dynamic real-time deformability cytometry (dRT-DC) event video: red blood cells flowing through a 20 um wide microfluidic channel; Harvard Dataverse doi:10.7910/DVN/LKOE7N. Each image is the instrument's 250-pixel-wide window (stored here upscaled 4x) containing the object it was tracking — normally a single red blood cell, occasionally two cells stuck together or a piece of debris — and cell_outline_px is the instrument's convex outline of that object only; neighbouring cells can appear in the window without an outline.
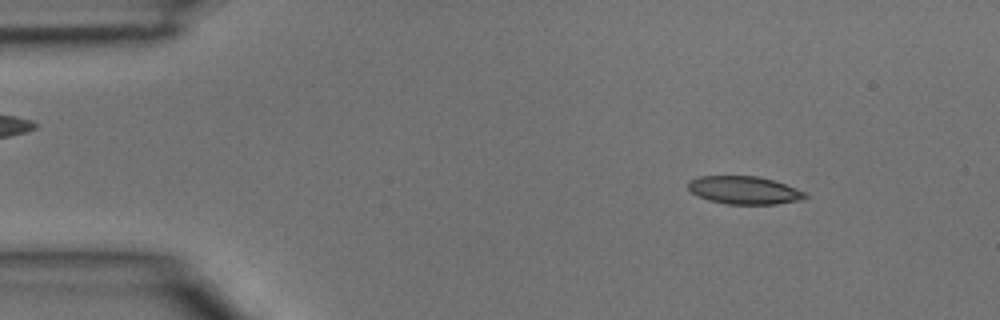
{"species": "common noctule bat (a hibernating species)", "species_latin": "Nyctalus noctula", "temperature_condition": "room temperature", "stored_images_in_passage": 3, "camera_frame_rate_fps": 3000, "um_per_image_px": 0.085, "animal": {"sex": "male", "body_mass_g": 15.6}, "frame": {"image": 1, "passage_image": 1, "time_ms": 0.0, "image_size_px": [1000, 320], "cell_outline_px": [[808, 196], [800, 200], [776, 204], [728, 204], [708, 200], [696, 196], [688, 188], [688, 180], [700, 176], [756, 176], [772, 180], [796, 188], [804, 192]], "centroid_in_image_um": [63.21, 16.17], "position_along_channel_um": 21.8, "area_um2": 18.96}}
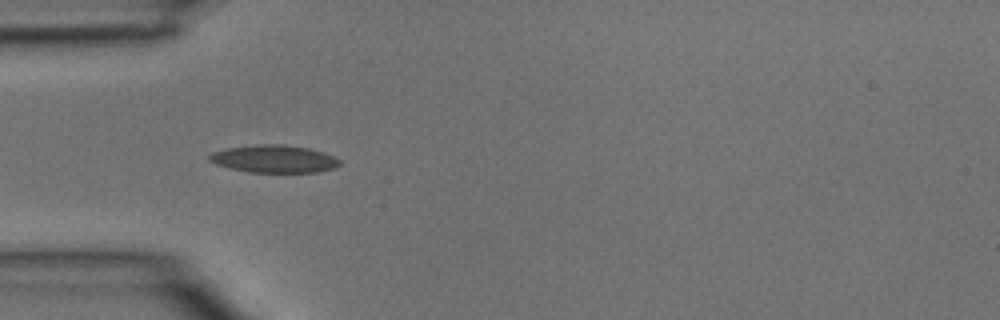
{"frame": {"image": 2, "passage_image": 3, "time_ms": 0.667, "image_size_px": [1000, 320], "cell_outline_px": [[340, 164], [332, 168], [316, 172], [248, 172], [228, 168], [216, 164], [208, 160], [208, 156], [212, 152], [228, 148], [256, 144], [284, 144], [308, 148], [324, 152], [340, 160]], "centroid_in_image_um": [23.26, 13.5], "position_along_channel_um": 61.7, "area_um2": 20.92}}